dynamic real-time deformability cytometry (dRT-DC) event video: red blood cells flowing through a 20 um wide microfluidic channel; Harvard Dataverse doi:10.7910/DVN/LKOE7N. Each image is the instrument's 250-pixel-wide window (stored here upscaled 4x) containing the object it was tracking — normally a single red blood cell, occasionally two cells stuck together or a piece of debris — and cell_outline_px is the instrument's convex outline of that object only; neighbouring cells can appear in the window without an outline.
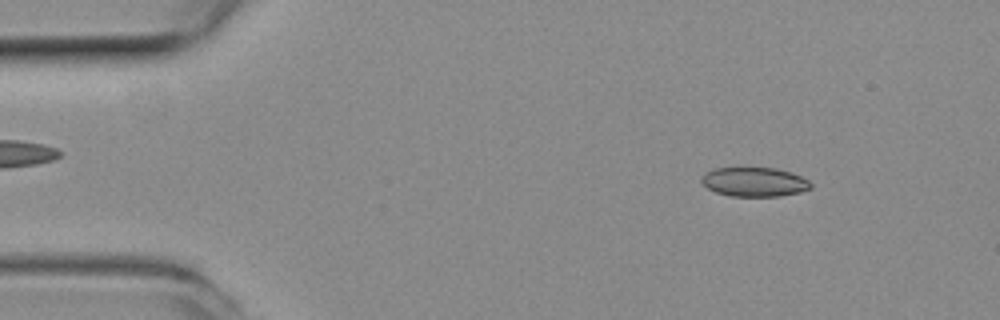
{"species": "common noctule bat (a hibernating species)", "species_latin": "Nyctalus noctula", "temperature_condition": "room temperature", "stored_images_in_passage": 9, "camera_frame_rate_fps": 3000, "um_per_image_px": 0.085, "animal": {"sex": "female", "body_mass_g": 19.3, "forearm_length_mm": 54.1}, "frame": {"image": 1, "passage_image": 6, "time_ms": 1.667, "image_size_px": [1000, 320], "cell_outline_px": [[812, 188], [800, 192], [780, 196], [732, 196], [716, 192], [708, 188], [700, 180], [700, 176], [712, 168], [740, 164], [776, 168], [792, 172], [808, 180], [812, 184]], "centroid_in_image_um": [64.08, 15.4], "position_along_channel_um": 20.9, "area_um2": 19.59}}